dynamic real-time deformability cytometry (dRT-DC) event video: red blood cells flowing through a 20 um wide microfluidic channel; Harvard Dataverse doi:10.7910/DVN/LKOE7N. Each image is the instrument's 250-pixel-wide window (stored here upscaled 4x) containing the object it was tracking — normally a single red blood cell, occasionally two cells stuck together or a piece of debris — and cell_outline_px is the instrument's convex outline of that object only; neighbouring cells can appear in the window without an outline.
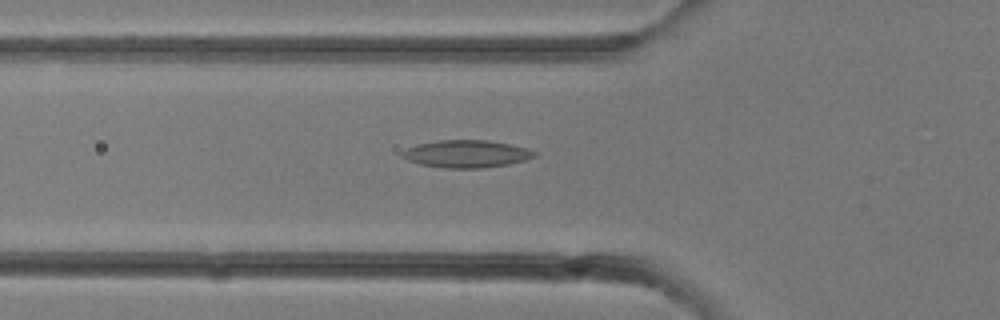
{"species": "common noctule bat (a hibernating species)", "species_latin": "Nyctalus noctula", "temperature_condition": "room temperature", "stored_images_in_passage": 25, "camera_frame_rate_fps": 3000, "um_per_image_px": 0.085, "animal": {"sex": "female"}, "frame": {"image": 1, "passage_image": 5, "time_ms": 1.333, "image_size_px": [1000, 320], "cell_outline_px": [[536, 156], [524, 160], [508, 164], [480, 168], [444, 168], [420, 164], [408, 160], [400, 156], [400, 152], [416, 144], [436, 140], [488, 140], [528, 148], [536, 152]], "centroid_in_image_um": [39.61, 13.07], "position_along_channel_um": 86.2, "area_um2": 21.15}}
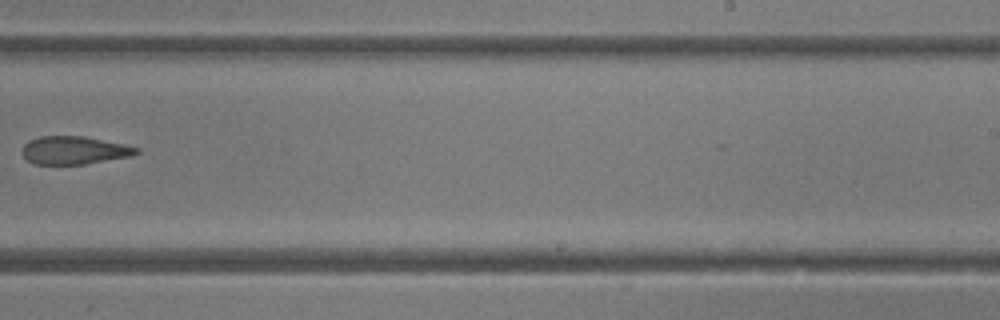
{"frame": {"image": 2, "passage_image": 14, "time_ms": 4.333, "image_size_px": [1000, 320], "cell_outline_px": [[140, 152], [132, 156], [84, 164], [32, 164], [20, 152], [24, 144], [40, 136], [84, 136], [124, 144], [140, 148]], "centroid_in_image_um": [6.32, 12.77], "position_along_channel_um": 282.7, "area_um2": 18.67}}
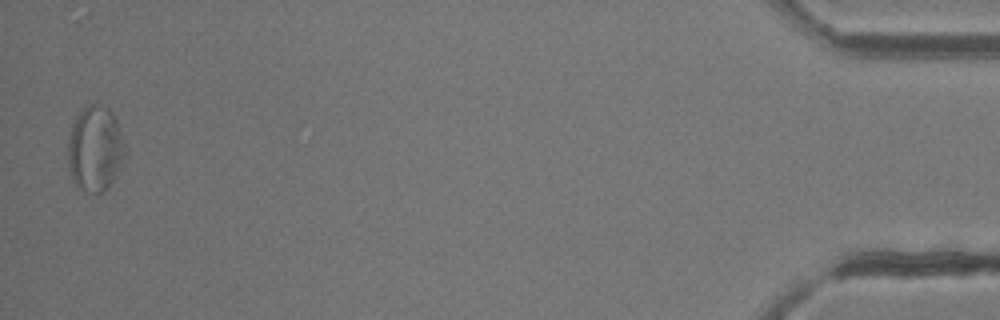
{"frame": {"image": 3, "passage_image": 25, "time_ms": 8.0, "image_size_px": [1000, 320], "cell_outline_px": [[128, 152], [120, 168], [112, 180], [100, 192], [92, 192], [76, 184], [72, 180], [68, 164], [68, 144], [72, 124], [76, 116], [88, 104], [96, 104], [108, 108], [112, 112], [116, 120], [128, 148]], "centroid_in_image_um": [8.12, 12.59], "position_along_channel_um": 427.1, "area_um2": 28.26}}